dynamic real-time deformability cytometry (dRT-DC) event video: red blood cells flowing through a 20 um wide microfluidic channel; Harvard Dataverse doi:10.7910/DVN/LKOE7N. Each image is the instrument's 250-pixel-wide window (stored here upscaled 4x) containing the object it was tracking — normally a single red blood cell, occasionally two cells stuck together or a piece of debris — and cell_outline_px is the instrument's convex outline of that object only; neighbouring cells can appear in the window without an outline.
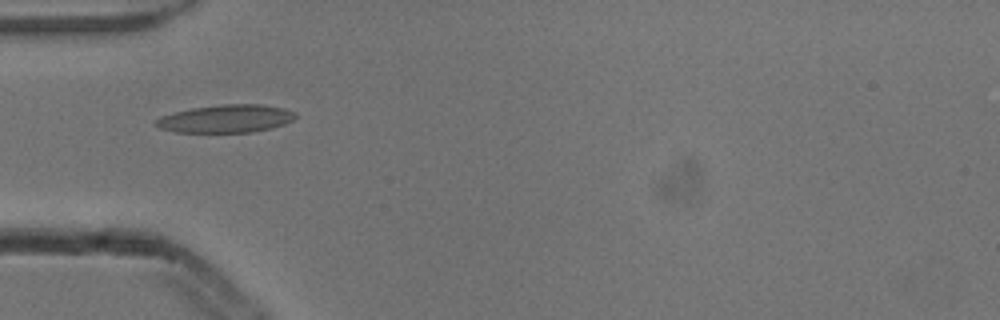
{"species": "common noctule bat (a hibernating species)", "species_latin": "Nyctalus noctula", "temperature_condition": "cold", "stored_images_in_passage": 4, "camera_frame_rate_fps": 3000, "um_per_image_px": 0.085, "animal": {"sex": "male", "body_mass_g": 13.3}, "frame": {"image": 1, "passage_image": 1, "time_ms": 0.0, "image_size_px": [1000, 320], "cell_outline_px": [[296, 116], [292, 120], [284, 124], [272, 128], [252, 132], [176, 132], [160, 128], [152, 124], [160, 116], [192, 108], [224, 104], [260, 104], [284, 108], [296, 112]], "centroid_in_image_um": [19.21, 10.09], "position_along_channel_um": 65.8, "area_um2": 22.66}}
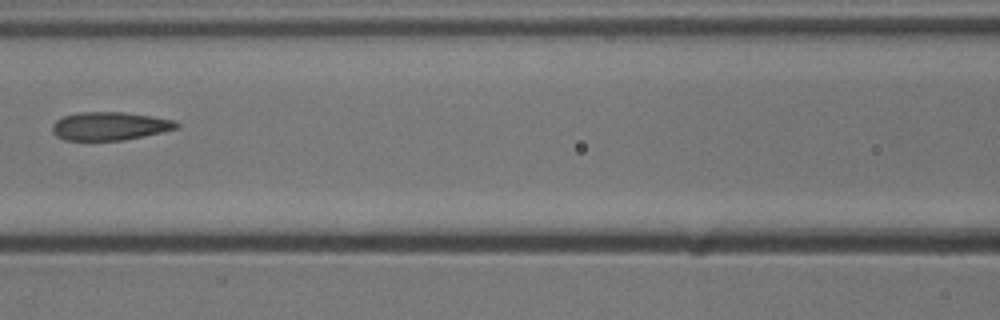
{"frame": {"image": 2, "passage_image": 3, "time_ms": 0.667, "image_size_px": [1000, 320], "cell_outline_px": [[180, 128], [124, 140], [64, 140], [56, 136], [52, 132], [52, 124], [56, 120], [64, 116], [76, 112], [124, 112], [152, 116], [176, 120], [180, 124]], "centroid_in_image_um": [9.34, 10.71], "position_along_channel_um": 157.3, "area_um2": 20.63}}
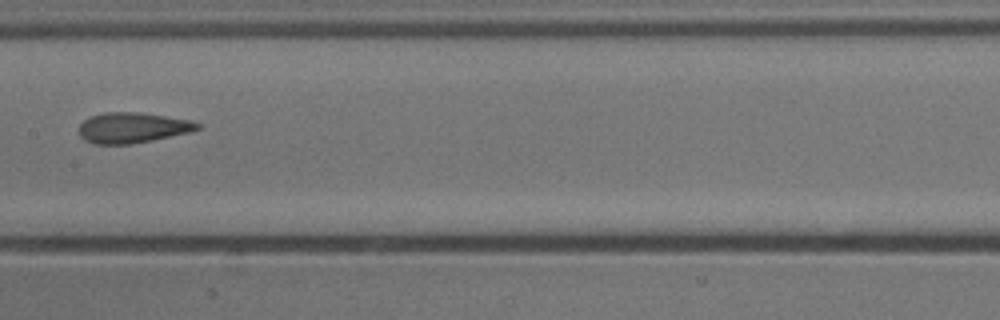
{"frame": {"image": 3, "passage_image": 4, "time_ms": 1.0, "image_size_px": [1000, 320], "cell_outline_px": [[200, 128], [188, 132], [152, 140], [128, 144], [92, 144], [84, 140], [80, 136], [80, 124], [84, 120], [92, 116], [104, 112], [136, 112], [192, 120], [200, 124]], "centroid_in_image_um": [11.23, 10.86], "position_along_channel_um": 196.2, "area_um2": 20.81}}